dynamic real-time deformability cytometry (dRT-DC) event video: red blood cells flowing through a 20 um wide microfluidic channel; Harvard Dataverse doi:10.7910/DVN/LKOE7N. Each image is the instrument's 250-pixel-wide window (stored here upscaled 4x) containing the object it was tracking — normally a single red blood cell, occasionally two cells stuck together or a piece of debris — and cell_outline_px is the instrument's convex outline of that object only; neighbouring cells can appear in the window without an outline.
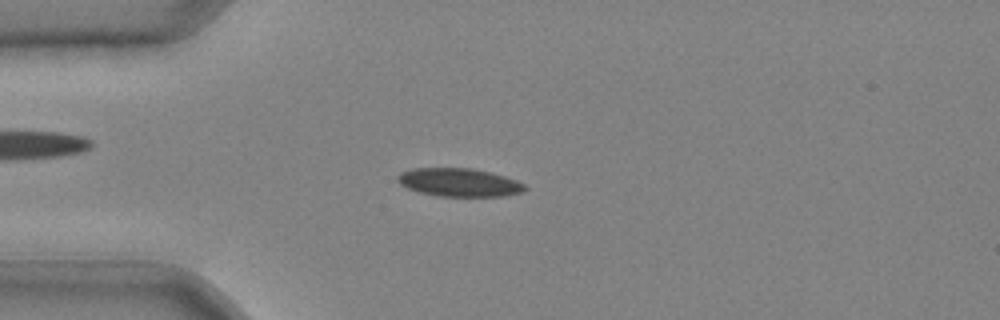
{"species": "common noctule bat (a hibernating species)", "species_latin": "Nyctalus noctula", "temperature_condition": "cold", "stored_images_in_passage": 41, "camera_frame_rate_fps": 3000, "um_per_image_px": 0.085, "animal": {"sex": "male", "body_mass_g": 20.4}, "frame": {"image": 1, "passage_image": 10, "time_ms": 3.0, "image_size_px": [1000, 320], "cell_outline_px": [[528, 188], [524, 192], [504, 196], [436, 196], [420, 192], [408, 188], [400, 184], [396, 180], [396, 176], [400, 172], [412, 168], [472, 168], [504, 176], [516, 180], [524, 184]], "centroid_in_image_um": [39.01, 15.5], "position_along_channel_um": 46.0, "area_um2": 21.04}}
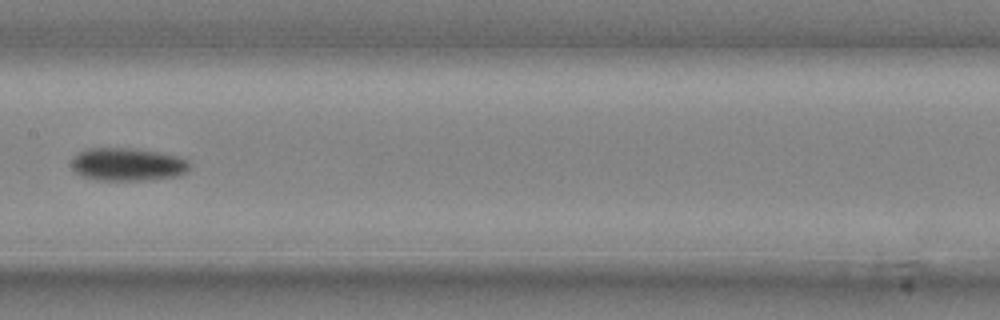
{"frame": {"image": 2, "passage_image": 21, "time_ms": 6.667, "image_size_px": [1000, 320], "cell_outline_px": [[192, 168], [188, 172], [180, 176], [148, 180], [96, 180], [80, 176], [72, 168], [72, 160], [76, 152], [88, 148], [132, 148], [160, 152], [176, 156], [188, 160], [192, 164]], "centroid_in_image_um": [10.88, 13.98], "position_along_channel_um": 196.5, "area_um2": 23.18}}
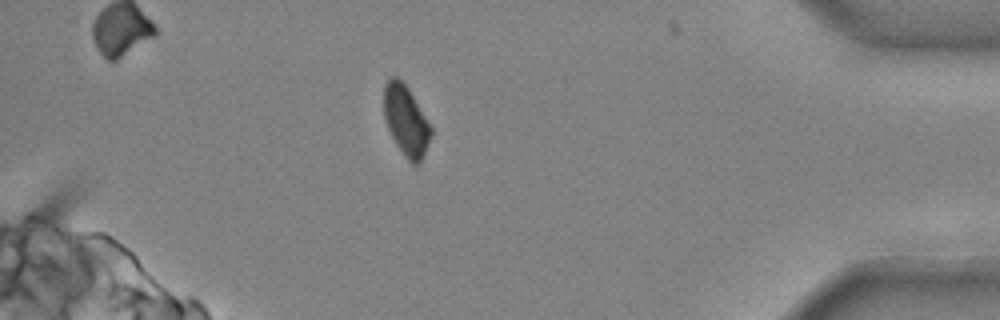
{"frame": {"image": 3, "passage_image": 37, "time_ms": 12.0, "image_size_px": [1000, 320], "cell_outline_px": [[432, 136], [420, 160], [416, 164], [412, 164], [408, 160], [396, 144], [388, 128], [384, 116], [384, 84], [392, 76], [396, 76], [408, 88], [432, 128]], "centroid_in_image_um": [34.5, 10.23], "position_along_channel_um": 400.7, "area_um2": 18.84}}